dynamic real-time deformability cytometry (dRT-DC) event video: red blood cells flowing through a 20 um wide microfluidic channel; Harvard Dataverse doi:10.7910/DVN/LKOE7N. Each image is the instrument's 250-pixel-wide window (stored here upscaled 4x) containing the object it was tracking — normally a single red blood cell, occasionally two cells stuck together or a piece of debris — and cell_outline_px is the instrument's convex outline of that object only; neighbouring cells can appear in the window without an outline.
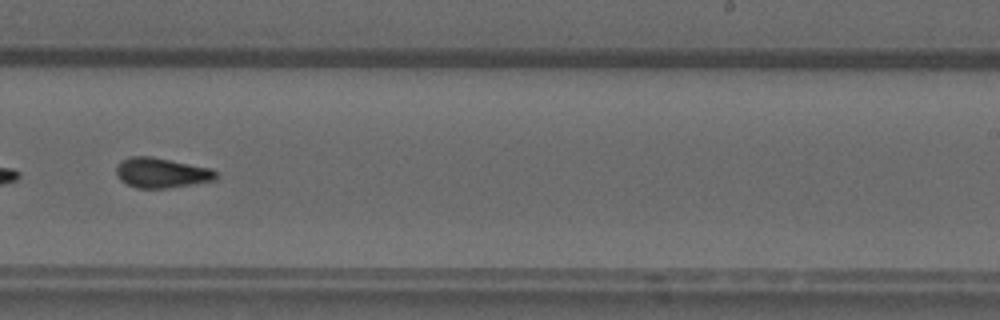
{"species": "common noctule bat (a hibernating species)", "species_latin": "Nyctalus noctula", "temperature_condition": "warm", "stored_images_in_passage": 51, "segment_of_instrument_passage": [2, 2], "camera_frame_rate_fps": 3000, "um_per_image_px": 0.085, "animal": {"sex": "male", "forearm_length_mm": 52.5}, "frame": {"image": 1, "passage_image": 32, "time_ms": 10.333, "image_size_px": [1000, 320], "cell_outline_px": [[216, 180], [168, 188], [136, 188], [120, 180], [116, 176], [116, 168], [124, 160], [132, 156], [148, 156], [212, 168], [216, 172]], "centroid_in_image_um": [13.73, 14.7], "position_along_channel_um": 275.3, "area_um2": 17.22}}
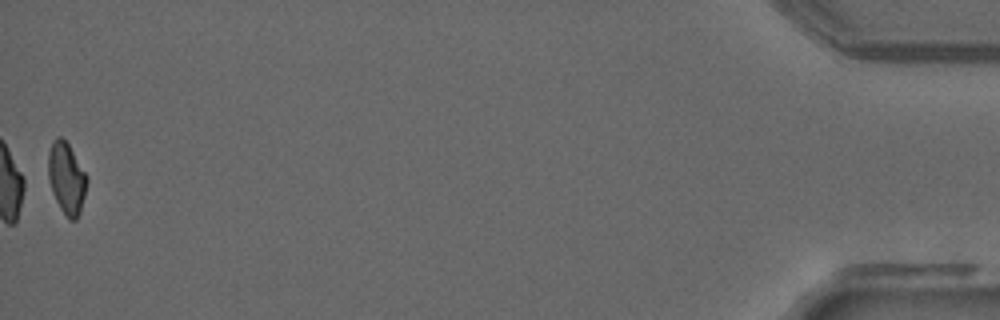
{"frame": {"image": 2, "passage_image": 51, "time_ms": 16.667, "image_size_px": [1000, 320], "cell_outline_px": [[88, 180], [80, 212], [76, 220], [68, 220], [60, 208], [52, 192], [48, 176], [48, 152], [56, 136], [60, 136], [68, 144], [88, 176]], "centroid_in_image_um": [5.66, 15.16], "position_along_channel_um": 429.5, "area_um2": 16.07}}